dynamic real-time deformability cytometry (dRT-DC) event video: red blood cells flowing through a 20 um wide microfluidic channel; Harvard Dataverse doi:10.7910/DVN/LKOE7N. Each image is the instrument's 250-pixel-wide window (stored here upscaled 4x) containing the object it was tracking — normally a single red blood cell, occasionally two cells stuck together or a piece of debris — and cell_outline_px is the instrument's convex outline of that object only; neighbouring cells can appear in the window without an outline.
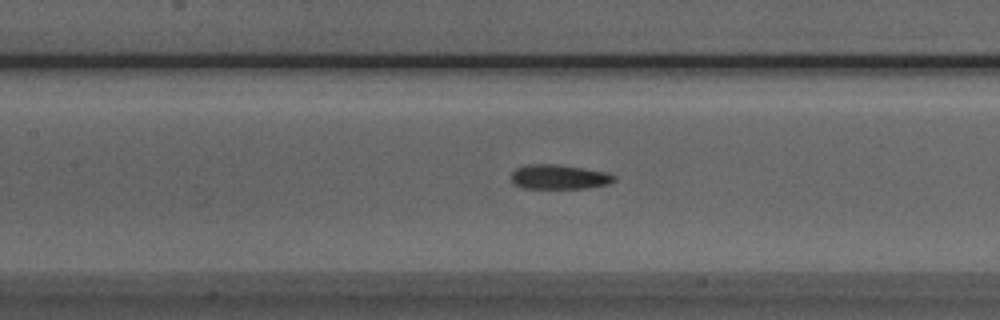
{"species": "Egyptian fruit bat (a non-hibernating species)", "species_latin": "Rousettus aegyptiacus", "temperature_condition": "room temperature", "stored_images_in_passage": 43, "camera_frame_rate_fps": 3000, "um_per_image_px": 0.085, "animal": {"sex": "male"}, "frame": {"image": 1, "passage_image": 22, "time_ms": 7.0, "image_size_px": [1000, 320], "cell_outline_px": [[616, 180], [608, 184], [588, 188], [524, 188], [512, 184], [512, 172], [516, 168], [524, 164], [556, 164], [584, 168], [608, 172], [616, 176]], "centroid_in_image_um": [47.53, 15.03], "position_along_channel_um": 159.9, "area_um2": 14.91}}
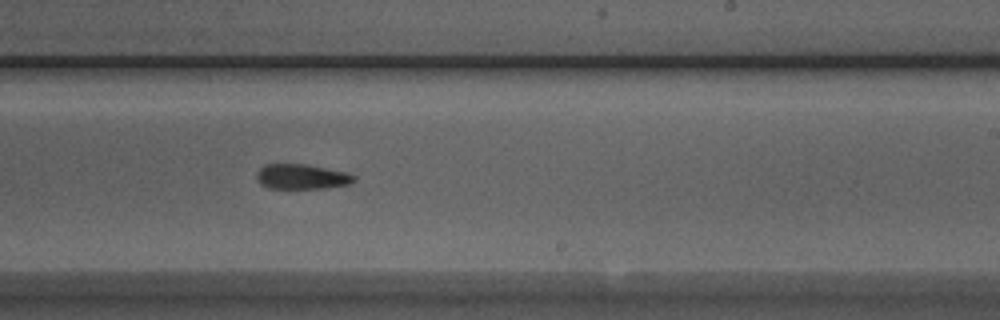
{"frame": {"image": 2, "passage_image": 30, "time_ms": 9.667, "image_size_px": [1000, 320], "cell_outline_px": [[356, 180], [352, 184], [324, 188], [268, 188], [260, 184], [256, 180], [256, 172], [264, 164], [304, 164], [348, 172], [356, 176]], "centroid_in_image_um": [25.65, 15.02], "position_along_channel_um": 263.3, "area_um2": 14.39}}
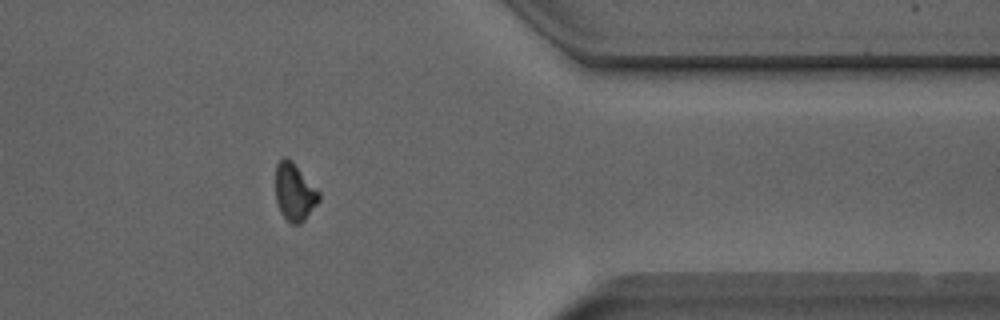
{"frame": {"image": 3, "passage_image": 41, "time_ms": 13.333, "image_size_px": [1000, 320], "cell_outline_px": [[320, 200], [304, 220], [300, 224], [292, 224], [280, 212], [276, 200], [276, 164], [284, 156], [288, 156], [292, 160], [320, 192]], "centroid_in_image_um": [25.03, 16.3], "position_along_channel_um": 386.4, "area_um2": 14.57}}